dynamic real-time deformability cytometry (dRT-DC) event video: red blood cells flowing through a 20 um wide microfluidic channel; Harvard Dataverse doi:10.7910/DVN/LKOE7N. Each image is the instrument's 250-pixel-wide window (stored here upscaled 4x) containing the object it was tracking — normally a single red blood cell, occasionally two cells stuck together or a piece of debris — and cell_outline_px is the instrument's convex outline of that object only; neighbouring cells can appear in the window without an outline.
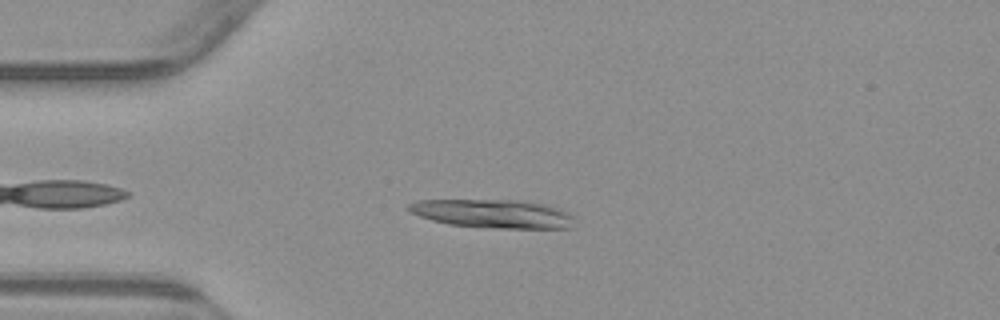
{"species": "common noctule bat (a hibernating species)", "species_latin": "Nyctalus noctula", "temperature_condition": "warm", "stored_images_in_passage": 47, "segment_of_instrument_passage": [1, 2], "camera_frame_rate_fps": 3000, "um_per_image_px": 0.085, "animal": {"sex": "male", "body_mass_g": 23.1, "forearm_length_mm": 52.7}, "frame": {"image": 1, "passage_image": 7, "time_ms": 2.0, "image_size_px": [1000, 320], "cell_outline_px": [[576, 228], [496, 228], [448, 224], [432, 220], [420, 216], [412, 212], [408, 208], [408, 204], [420, 200], [516, 200], [544, 204], [576, 216]], "centroid_in_image_um": [41.97, 18.17], "position_along_channel_um": 43.0, "area_um2": 27.51}}